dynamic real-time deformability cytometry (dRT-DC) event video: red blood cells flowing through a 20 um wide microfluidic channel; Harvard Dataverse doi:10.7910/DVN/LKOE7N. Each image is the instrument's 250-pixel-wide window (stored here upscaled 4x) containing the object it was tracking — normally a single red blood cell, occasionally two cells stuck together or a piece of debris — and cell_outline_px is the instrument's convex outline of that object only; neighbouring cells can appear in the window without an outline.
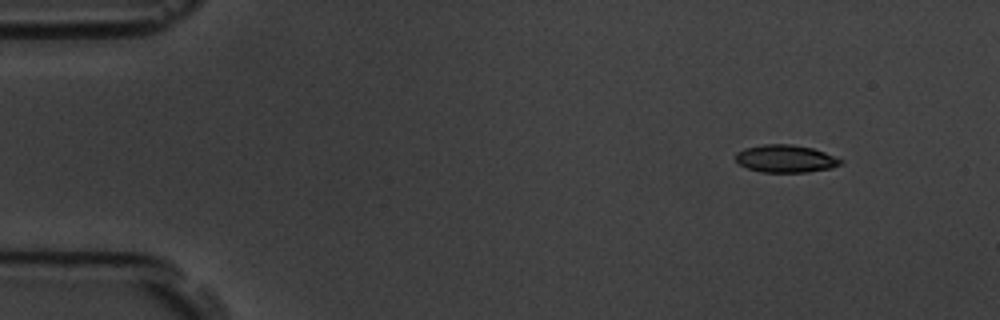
{"species": "common noctule bat (a hibernating species)", "species_latin": "Nyctalus noctula", "temperature_condition": "room temperature", "stored_images_in_passage": 3, "camera_frame_rate_fps": 3000, "um_per_image_px": 0.085, "animal": {"sex": "male", "body_mass_g": 19.5, "forearm_length_mm": 54.6}, "frame": {"image": 1, "passage_image": 1, "time_ms": 0.0, "image_size_px": [1000, 320], "cell_outline_px": [[844, 160], [840, 164], [832, 168], [808, 172], [760, 172], [748, 168], [740, 164], [736, 160], [736, 152], [744, 148], [764, 144], [792, 144], [812, 148], [824, 152]], "centroid_in_image_um": [66.78, 13.49], "position_along_channel_um": 18.2, "area_um2": 16.88}}
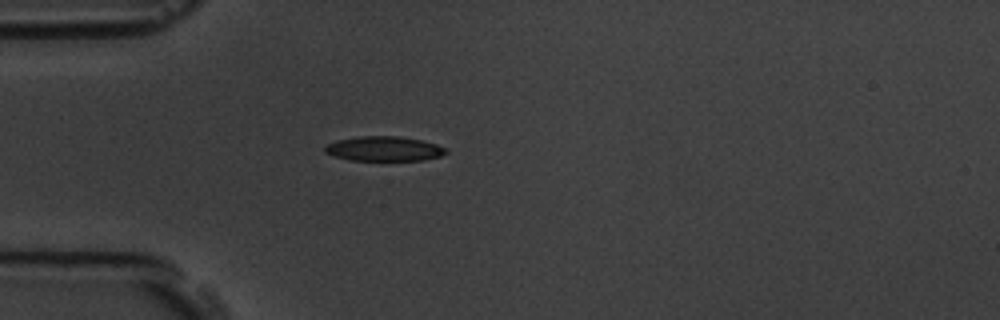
{"frame": {"image": 2, "passage_image": 3, "time_ms": 3.333, "image_size_px": [1000, 320], "cell_outline_px": [[448, 152], [440, 156], [424, 160], [348, 160], [332, 156], [324, 152], [324, 148], [328, 144], [336, 140], [360, 136], [400, 136], [420, 140], [436, 144], [448, 148]], "centroid_in_image_um": [32.64, 12.64], "position_along_channel_um": 52.4, "area_um2": 17.51}}